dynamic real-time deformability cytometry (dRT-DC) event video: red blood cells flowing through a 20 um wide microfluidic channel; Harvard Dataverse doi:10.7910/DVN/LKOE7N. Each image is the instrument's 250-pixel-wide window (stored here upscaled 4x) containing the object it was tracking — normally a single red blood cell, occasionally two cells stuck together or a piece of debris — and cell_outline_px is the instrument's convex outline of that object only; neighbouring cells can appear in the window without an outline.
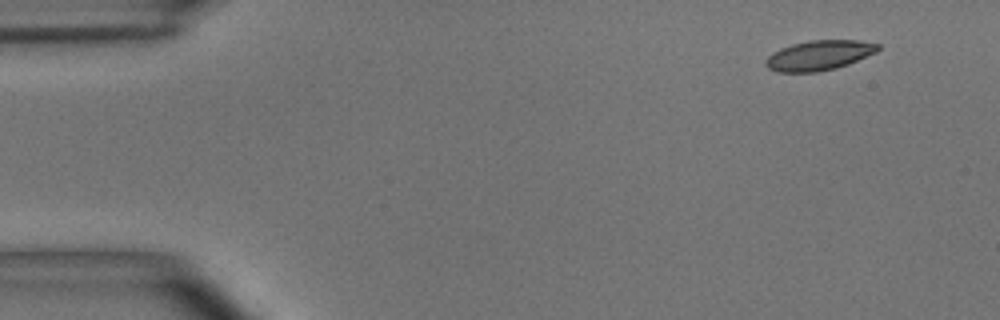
{"species": "common noctule bat (a hibernating species)", "species_latin": "Nyctalus noctula", "temperature_condition": "room temperature", "stored_images_in_passage": 3, "camera_frame_rate_fps": 3000, "um_per_image_px": 0.085, "animal": {"sex": "male", "body_mass_g": 15.6}, "frame": {"image": 1, "passage_image": 1, "time_ms": 0.0, "image_size_px": [1000, 320], "cell_outline_px": [[880, 48], [876, 52], [848, 64], [836, 68], [816, 72], [776, 72], [768, 68], [764, 64], [764, 60], [772, 52], [780, 48], [792, 44], [812, 40], [860, 40], [880, 44]], "centroid_in_image_um": [69.59, 4.7], "position_along_channel_um": 15.4, "area_um2": 19.65}}